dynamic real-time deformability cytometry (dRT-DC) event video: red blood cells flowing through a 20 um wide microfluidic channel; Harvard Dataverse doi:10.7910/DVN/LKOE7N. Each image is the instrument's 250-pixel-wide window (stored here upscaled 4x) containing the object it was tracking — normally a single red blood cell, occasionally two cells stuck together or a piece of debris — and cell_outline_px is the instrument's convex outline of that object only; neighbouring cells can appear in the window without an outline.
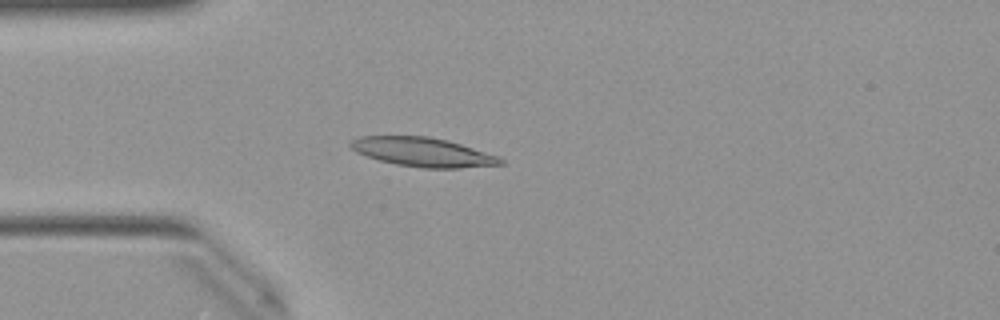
{"species": "Egyptian fruit bat (a non-hibernating species)", "species_latin": "Rousettus aegyptiacus", "temperature_condition": "warm", "stored_images_in_passage": 43, "camera_frame_rate_fps": 3000, "um_per_image_px": 0.085, "animal": {"sex": "female"}, "frame": {"image": 1, "passage_image": 6, "time_ms": 1.667, "image_size_px": [1000, 320], "cell_outline_px": [[504, 164], [460, 168], [424, 168], [396, 164], [380, 160], [356, 152], [348, 144], [352, 140], [360, 136], [428, 136], [448, 140], [500, 156], [504, 160]], "centroid_in_image_um": [35.98, 12.92], "position_along_channel_um": 49.0, "area_um2": 25.37}}
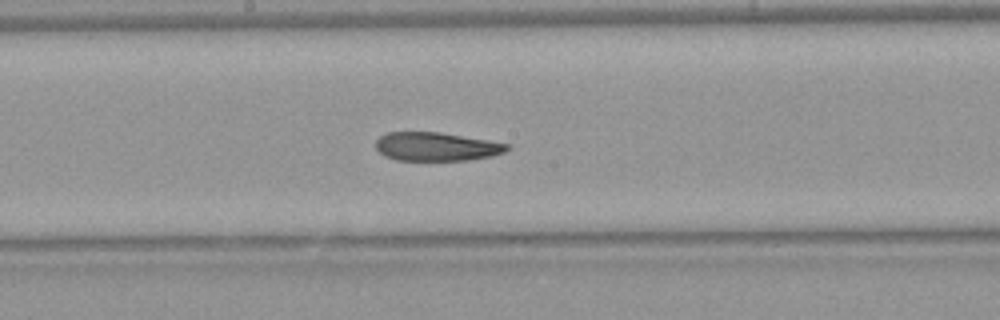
{"frame": {"image": 2, "passage_image": 19, "time_ms": 6.0, "image_size_px": [1000, 320], "cell_outline_px": [[512, 148], [504, 152], [492, 156], [468, 160], [396, 160], [384, 156], [376, 148], [376, 140], [380, 136], [388, 132], [440, 132], [512, 144]], "centroid_in_image_um": [37.13, 12.46], "position_along_channel_um": 211.1, "area_um2": 22.02}}
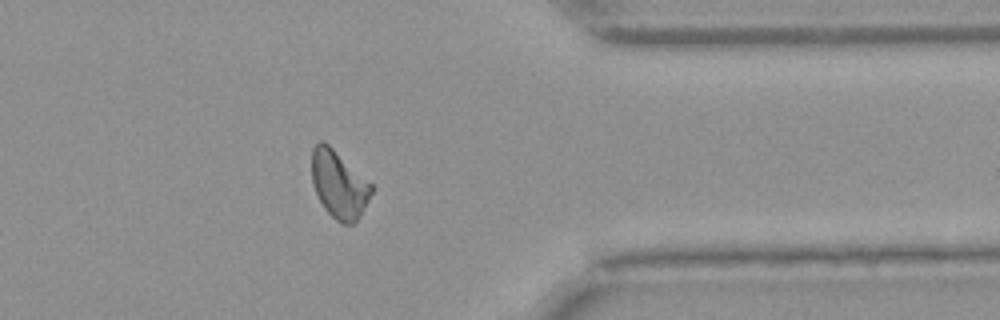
{"frame": {"image": 3, "passage_image": 33, "time_ms": 10.667, "image_size_px": [1000, 320], "cell_outline_px": [[372, 192], [368, 200], [356, 220], [352, 224], [340, 224], [324, 208], [312, 184], [312, 148], [320, 140], [324, 140], [372, 184]], "centroid_in_image_um": [28.78, 15.66], "position_along_channel_um": 382.6, "area_um2": 23.12}, "authors_computed_cell_mechanics": {"area_um2": 23.698, "velocity_mm_per_s": 3.993, "shape_relaxation_time_tau1_ms": null, "shape_relaxation_time_tau2_ms": 4.0265, "deformation_change_tau1": null, "deformation_change_tau2": 0.1097}}